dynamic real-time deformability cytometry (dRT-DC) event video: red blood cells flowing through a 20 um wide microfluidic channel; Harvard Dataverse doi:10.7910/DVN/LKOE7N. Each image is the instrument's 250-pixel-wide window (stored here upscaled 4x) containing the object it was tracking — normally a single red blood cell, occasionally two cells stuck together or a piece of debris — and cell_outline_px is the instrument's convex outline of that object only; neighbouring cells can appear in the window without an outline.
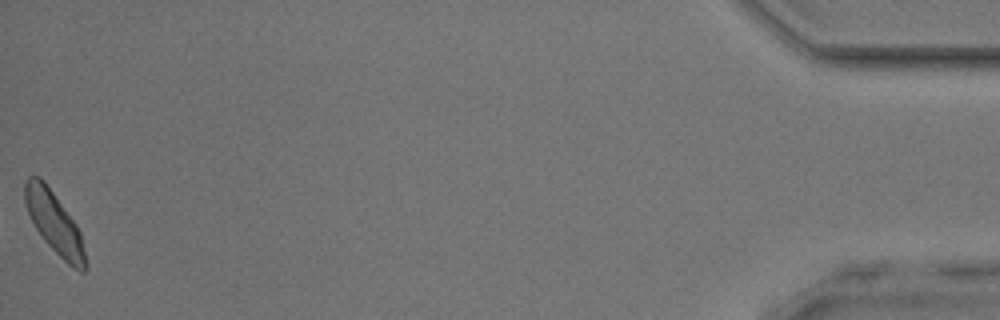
{"species": "common noctule bat (a hibernating species)", "species_latin": "Nyctalus noctula", "temperature_condition": "room temperature", "stored_images_in_passage": 43, "camera_frame_rate_fps": 3000, "um_per_image_px": 0.085, "animal": {"sex": "male", "body_mass_g": 17.9, "forearm_length_mm": 54.2}, "frame": {"image": 1, "passage_image": 43, "time_ms": 14.0, "image_size_px": [1000, 320], "cell_outline_px": [[88, 268], [84, 272], [80, 272], [72, 268], [44, 240], [36, 228], [28, 212], [24, 200], [24, 184], [28, 176], [40, 176], [44, 180], [76, 224], [80, 232], [88, 264]], "centroid_in_image_um": [4.64, 18.96], "position_along_channel_um": 430.6, "area_um2": 21.62}, "authors_computed_cell_mechanics": {"area_um2": 22.0218, "velocity_mm_per_s": 4.0338, "shape_relaxation_time_tau1_ms": 7.0066, "shape_relaxation_time_tau2_ms": 1.9623, "deformation_change_tau1": 0.117, "deformation_change_tau2": 0.0718}}